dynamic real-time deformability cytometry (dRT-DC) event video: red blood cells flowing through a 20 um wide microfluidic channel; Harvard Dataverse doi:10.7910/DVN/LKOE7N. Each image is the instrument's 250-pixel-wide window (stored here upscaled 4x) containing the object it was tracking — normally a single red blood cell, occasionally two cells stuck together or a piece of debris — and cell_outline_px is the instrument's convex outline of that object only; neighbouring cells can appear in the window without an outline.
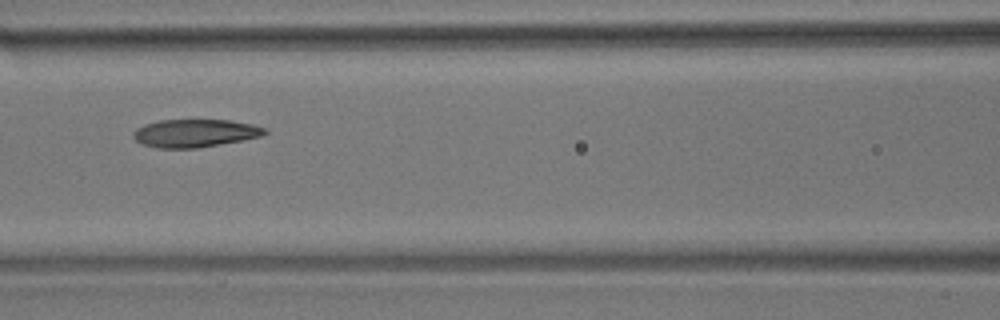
{"species": "common noctule bat (a hibernating species)", "species_latin": "Nyctalus noctula", "temperature_condition": "room temperature", "stored_images_in_passage": 9, "camera_frame_rate_fps": 3000, "um_per_image_px": 0.085, "animal": {"sex": "male", "body_mass_g": 17.9}, "frame": {"image": 1, "passage_image": 6, "time_ms": 7.333, "image_size_px": [1000, 320], "cell_outline_px": [[268, 132], [260, 136], [244, 140], [196, 148], [156, 148], [144, 144], [136, 140], [132, 136], [132, 132], [136, 128], [144, 124], [160, 120], [228, 120], [252, 124], [264, 128]], "centroid_in_image_um": [16.54, 11.32], "position_along_channel_um": 150.1, "area_um2": 21.33}}
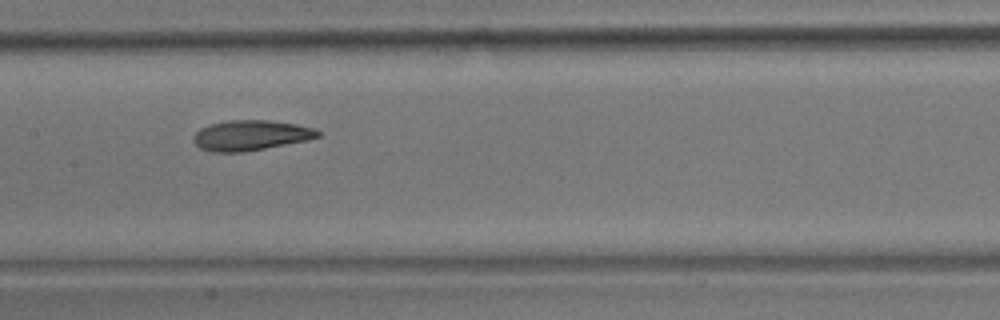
{"frame": {"image": 2, "passage_image": 7, "time_ms": 8.333, "image_size_px": [1000, 320], "cell_outline_px": [[320, 136], [308, 140], [244, 152], [212, 152], [200, 148], [192, 140], [192, 136], [200, 128], [212, 124], [228, 120], [268, 120], [296, 124], [312, 128], [320, 132]], "centroid_in_image_um": [21.28, 11.51], "position_along_channel_um": 186.1, "area_um2": 21.85}}